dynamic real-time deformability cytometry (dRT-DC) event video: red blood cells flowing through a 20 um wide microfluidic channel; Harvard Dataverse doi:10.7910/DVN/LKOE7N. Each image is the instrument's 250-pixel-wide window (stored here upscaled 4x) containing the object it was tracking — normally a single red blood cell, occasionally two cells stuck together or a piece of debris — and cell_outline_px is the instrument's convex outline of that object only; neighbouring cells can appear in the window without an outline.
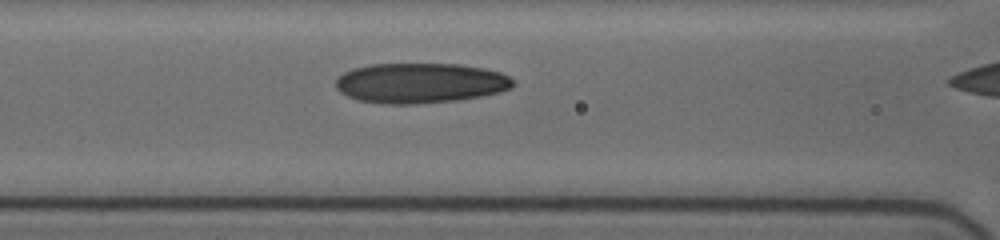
{"species": "human", "species_latin": "Homo sapiens", "temperature_condition": "cold", "stored_images_in_passage": 38, "camera_frame_rate_fps": 3000, "um_per_image_px": 0.085, "donor": {"sex": "female"}, "frame": {"image": 1, "passage_image": 10, "time_ms": 1.333, "image_size_px": [1000, 240], "cell_outline_px": [[516, 84], [512, 88], [500, 92], [480, 96], [456, 100], [416, 104], [384, 104], [356, 100], [340, 92], [336, 88], [336, 76], [352, 68], [372, 64], [460, 64], [484, 68], [500, 72], [508, 76]], "centroid_in_image_um": [35.7, 7.06], "position_along_channel_um": 130.9, "area_um2": 41.73}}
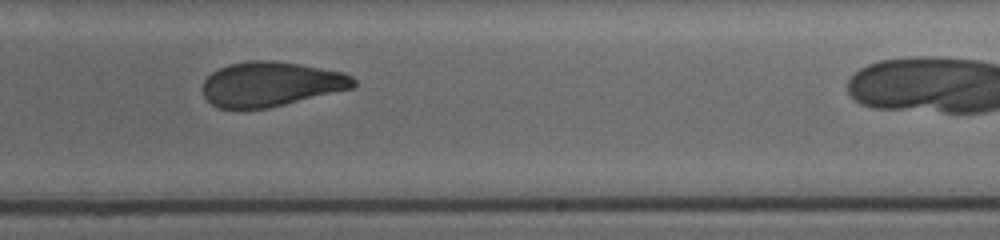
{"frame": {"image": 2, "passage_image": 24, "time_ms": 5.0, "image_size_px": [1000, 240], "cell_outline_px": [[356, 84], [352, 88], [268, 108], [220, 108], [212, 104], [204, 96], [204, 80], [212, 72], [228, 64], [256, 60], [272, 60], [300, 64], [344, 72], [352, 76], [356, 80]], "centroid_in_image_um": [23.04, 7.13], "position_along_channel_um": 266.0, "area_um2": 38.9}}
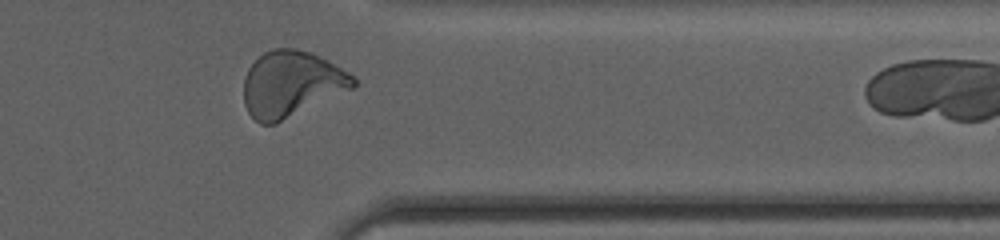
{"frame": {"image": 3, "passage_image": 35, "time_ms": 8.333, "image_size_px": [1000, 240], "cell_outline_px": [[356, 84], [352, 88], [276, 124], [260, 124], [248, 112], [244, 104], [244, 76], [248, 68], [264, 52], [272, 48], [296, 48], [308, 52], [328, 60], [356, 76]], "centroid_in_image_um": [24.75, 7.13], "position_along_channel_um": 386.6, "area_um2": 41.96}}